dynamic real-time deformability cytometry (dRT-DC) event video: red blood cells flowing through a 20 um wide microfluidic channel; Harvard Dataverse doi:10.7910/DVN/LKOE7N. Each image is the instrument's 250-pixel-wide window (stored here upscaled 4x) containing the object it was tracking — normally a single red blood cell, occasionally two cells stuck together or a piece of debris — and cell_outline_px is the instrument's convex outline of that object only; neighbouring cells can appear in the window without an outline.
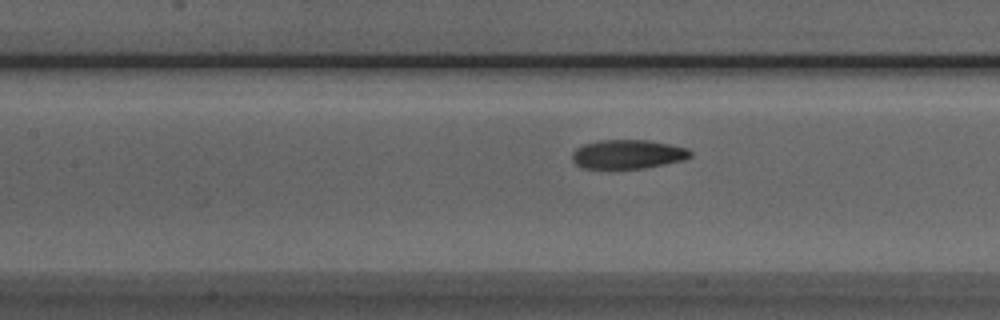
{"species": "Egyptian fruit bat (a non-hibernating species)", "species_latin": "Rousettus aegyptiacus", "temperature_condition": "room temperature", "stored_images_in_passage": 33, "camera_frame_rate_fps": 3000, "um_per_image_px": 0.085, "animal": {"sex": "male"}, "frame": {"image": 1, "passage_image": 13, "time_ms": 4.0, "image_size_px": [1000, 320], "cell_outline_px": [[692, 156], [684, 160], [644, 168], [584, 168], [576, 164], [572, 160], [572, 152], [576, 148], [584, 144], [600, 140], [648, 140], [688, 148], [692, 152]], "centroid_in_image_um": [53.37, 13.1], "position_along_channel_um": 154.0, "area_um2": 19.94}}
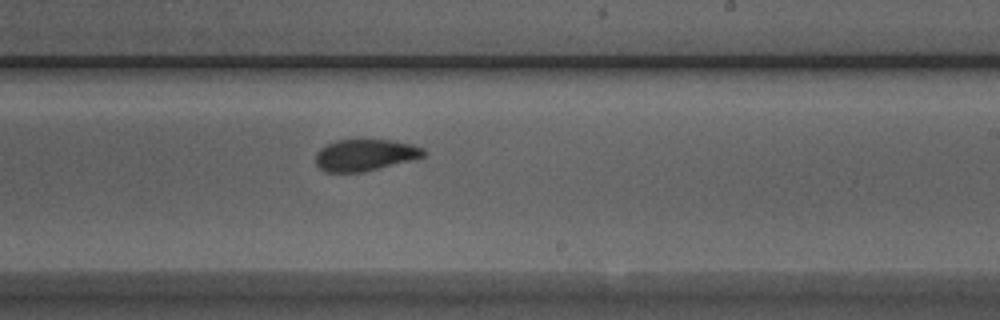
{"frame": {"image": 2, "passage_image": 21, "time_ms": 6.667, "image_size_px": [1000, 320], "cell_outline_px": [[428, 152], [424, 156], [416, 160], [364, 172], [324, 172], [316, 164], [316, 152], [320, 148], [336, 140], [392, 140], [412, 144], [424, 148]], "centroid_in_image_um": [31.09, 13.19], "position_along_channel_um": 257.9, "area_um2": 20.23}}
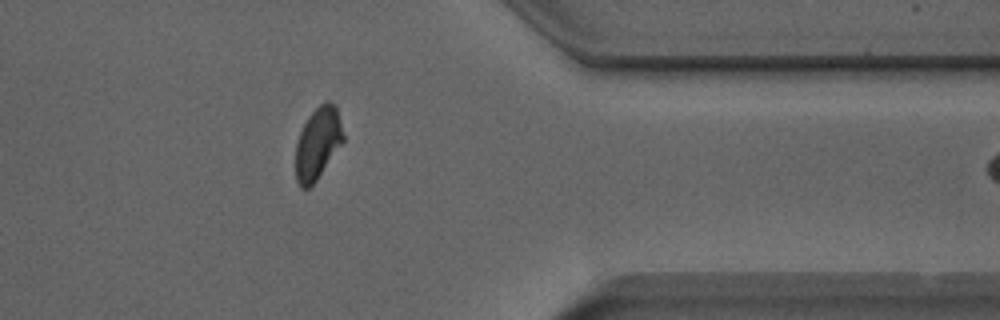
{"frame": {"image": 3, "passage_image": 32, "time_ms": 10.333, "image_size_px": [1000, 320], "cell_outline_px": [[344, 140], [316, 180], [308, 188], [300, 188], [296, 180], [296, 144], [300, 132], [308, 116], [324, 100], [328, 100], [336, 104], [344, 136]], "centroid_in_image_um": [27.01, 12.14], "position_along_channel_um": 384.4, "area_um2": 19.83}}